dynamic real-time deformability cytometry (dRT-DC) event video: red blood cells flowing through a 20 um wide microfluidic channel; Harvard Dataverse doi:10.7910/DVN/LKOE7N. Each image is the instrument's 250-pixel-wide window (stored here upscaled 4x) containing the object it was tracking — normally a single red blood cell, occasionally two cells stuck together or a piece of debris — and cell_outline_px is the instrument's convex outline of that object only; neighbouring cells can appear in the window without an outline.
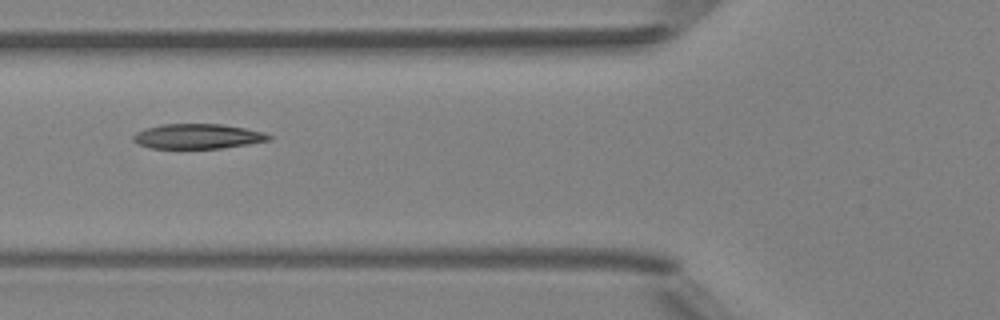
{"species": "Egyptian fruit bat (a non-hibernating species)", "species_latin": "Rousettus aegyptiacus", "temperature_condition": "room temperature", "stored_images_in_passage": 6, "camera_frame_rate_fps": 3000, "um_per_image_px": 0.085, "animal": {"sex": "female"}, "frame": {"image": 1, "passage_image": 5, "time_ms": 5.333, "image_size_px": [1000, 320], "cell_outline_px": [[272, 140], [224, 148], [148, 148], [136, 144], [132, 140], [132, 136], [136, 132], [144, 128], [160, 124], [220, 124], [244, 128], [264, 132], [272, 136]], "centroid_in_image_um": [16.76, 11.59], "position_along_channel_um": 109.0, "area_um2": 19.88}}
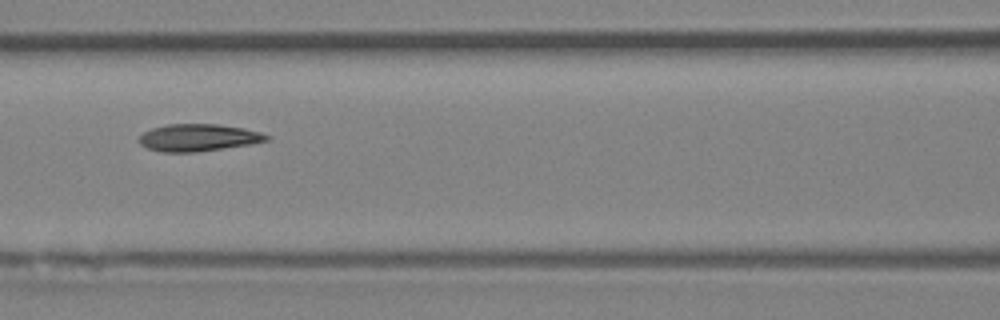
{"frame": {"image": 2, "passage_image": 6, "time_ms": 6.333, "image_size_px": [1000, 320], "cell_outline_px": [[272, 136], [268, 140], [252, 144], [196, 152], [164, 152], [148, 148], [140, 144], [140, 136], [144, 132], [152, 128], [168, 124], [216, 124], [244, 128], [260, 132]], "centroid_in_image_um": [16.89, 11.69], "position_along_channel_um": 149.7, "area_um2": 20.11}}